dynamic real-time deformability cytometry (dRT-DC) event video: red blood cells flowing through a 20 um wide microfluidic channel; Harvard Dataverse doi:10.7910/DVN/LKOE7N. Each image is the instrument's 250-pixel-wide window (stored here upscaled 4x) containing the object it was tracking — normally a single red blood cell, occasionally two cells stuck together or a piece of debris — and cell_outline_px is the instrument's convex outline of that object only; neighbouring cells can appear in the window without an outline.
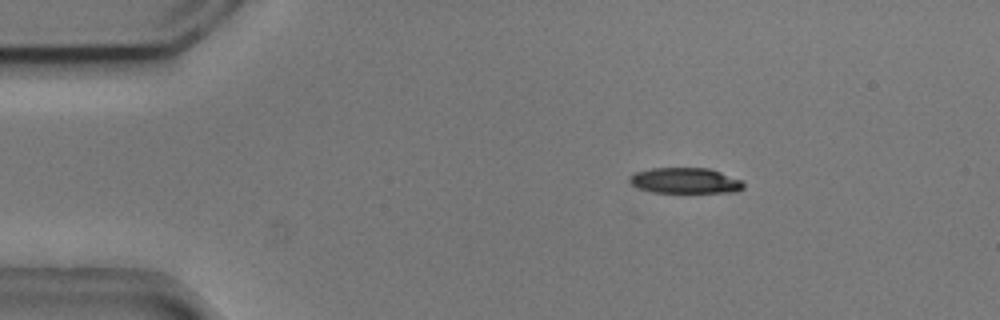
{"species": "common noctule bat (a hibernating species)", "species_latin": "Nyctalus noctula", "temperature_condition": "cold", "stored_images_in_passage": 4, "camera_frame_rate_fps": 3000, "um_per_image_px": 0.085, "animal": {"sex": "male", "body_mass_g": 20.5, "forearm_length_mm": 52.5}, "frame": {"image": 1, "passage_image": 3, "time_ms": 0.667, "image_size_px": [1000, 320], "cell_outline_px": [[744, 188], [736, 192], [652, 192], [640, 188], [632, 184], [628, 180], [628, 176], [636, 172], [652, 168], [708, 168], [744, 180]], "centroid_in_image_um": [58.27, 15.35], "position_along_channel_um": 26.7, "area_um2": 17.05}}